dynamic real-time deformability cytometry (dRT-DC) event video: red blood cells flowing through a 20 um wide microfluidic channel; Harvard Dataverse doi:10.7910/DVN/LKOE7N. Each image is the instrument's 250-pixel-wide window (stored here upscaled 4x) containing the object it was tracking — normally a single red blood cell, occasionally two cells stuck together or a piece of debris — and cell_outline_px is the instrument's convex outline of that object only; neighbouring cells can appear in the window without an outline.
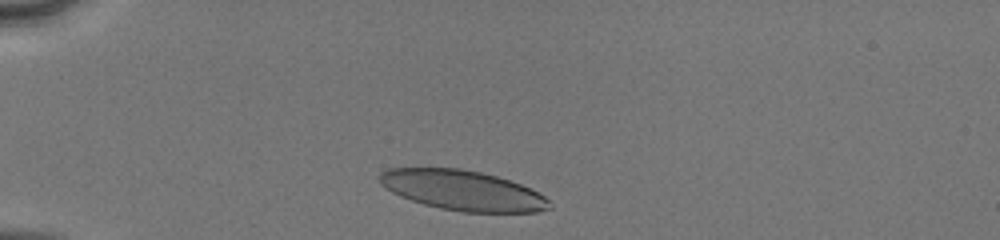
{"species": "human", "species_latin": "Homo sapiens", "temperature_condition": "cold", "stored_images_in_passage": 32, "camera_frame_rate_fps": 3000, "um_per_image_px": 0.085, "donor": {"sex": "male"}, "frame": {"image": 1, "passage_image": 3, "time_ms": 0.667, "image_size_px": [1000, 240], "cell_outline_px": [[552, 208], [536, 212], [464, 212], [440, 208], [424, 204], [400, 196], [392, 192], [380, 184], [380, 172], [388, 168], [460, 168], [480, 172], [496, 176], [520, 184], [544, 196], [552, 204]], "centroid_in_image_um": [39.31, 16.18], "position_along_channel_um": 45.7, "area_um2": 39.36}}
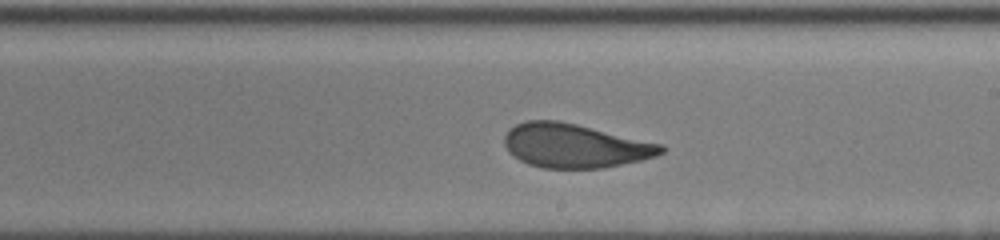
{"frame": {"image": 2, "passage_image": 20, "time_ms": 6.333, "image_size_px": [1000, 240], "cell_outline_px": [[668, 148], [664, 152], [656, 156], [640, 160], [604, 168], [544, 168], [528, 164], [520, 160], [508, 152], [504, 144], [504, 136], [508, 128], [524, 120], [560, 120], [664, 144]], "centroid_in_image_um": [48.86, 12.37], "position_along_channel_um": 240.1, "area_um2": 40.58}}
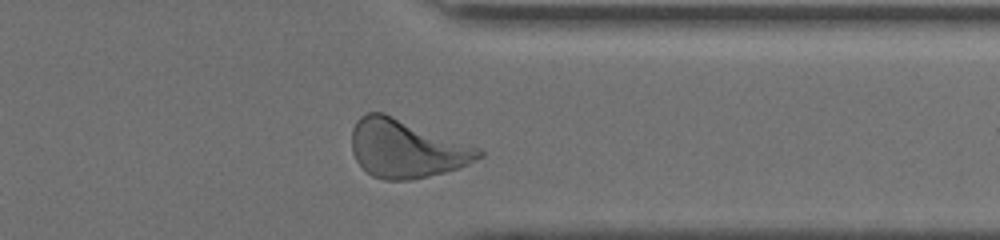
{"frame": {"image": 3, "passage_image": 30, "time_ms": 9.667, "image_size_px": [1000, 240], "cell_outline_px": [[484, 156], [460, 168], [412, 180], [384, 180], [372, 176], [356, 160], [352, 152], [352, 128], [356, 120], [360, 116], [368, 112], [384, 112], [480, 148], [484, 152]], "centroid_in_image_um": [34.54, 12.63], "position_along_channel_um": 376.9, "area_um2": 43.18}, "authors_computed_cell_mechanics": {"area_um2": 40.749, "velocity_mm_per_s": 4.114, "shape_relaxation_time_tau1_ms": 3.4261, "shape_relaxation_time_tau2_ms": 0.7518, "deformation_change_tau1": 0.1336, "deformation_change_tau2": 0.0649}}